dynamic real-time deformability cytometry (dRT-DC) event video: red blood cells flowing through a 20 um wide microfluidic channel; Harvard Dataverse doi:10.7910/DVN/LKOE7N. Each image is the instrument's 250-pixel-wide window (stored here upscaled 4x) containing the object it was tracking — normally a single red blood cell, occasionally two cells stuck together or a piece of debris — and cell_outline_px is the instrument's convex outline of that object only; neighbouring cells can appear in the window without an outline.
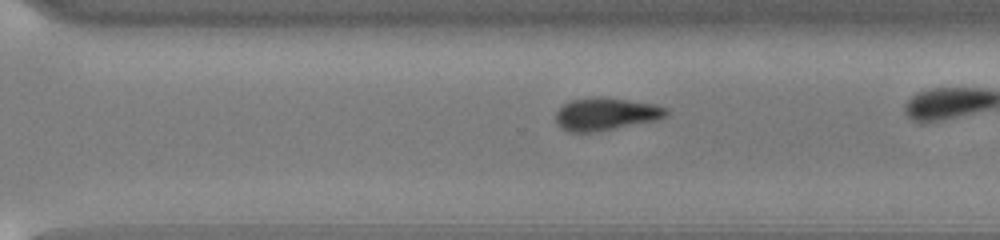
{"species": "common noctule bat (a hibernating species)", "species_latin": "Nyctalus noctula", "temperature_condition": "cold", "stored_images_in_passage": 36, "camera_frame_rate_fps": 3000, "um_per_image_px": 0.085, "animal": {"sex": "male", "body_mass_g": 13.0, "forearm_length_mm": 53.1}, "frame": {"image": 1, "passage_image": 31, "time_ms": 10.0, "image_size_px": [1000, 240], "cell_outline_px": [[668, 116], [656, 120], [600, 132], [568, 132], [560, 128], [556, 124], [556, 112], [564, 104], [572, 100], [628, 100], [656, 104], [668, 108]], "centroid_in_image_um": [51.53, 9.76], "position_along_channel_um": 319.1, "area_um2": 20.46}}